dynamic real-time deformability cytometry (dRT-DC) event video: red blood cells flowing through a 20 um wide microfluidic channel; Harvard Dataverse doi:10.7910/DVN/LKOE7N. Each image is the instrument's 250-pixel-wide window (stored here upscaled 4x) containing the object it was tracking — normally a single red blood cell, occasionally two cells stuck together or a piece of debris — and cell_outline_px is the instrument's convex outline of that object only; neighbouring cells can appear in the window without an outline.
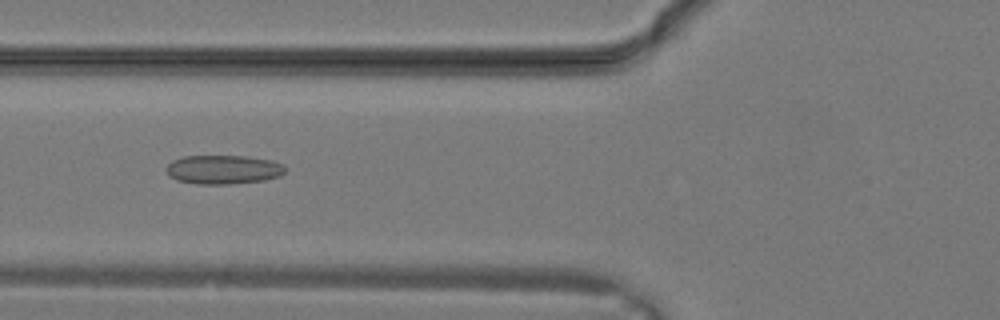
{"species": "common noctule bat (a hibernating species)", "species_latin": "Nyctalus noctula", "temperature_condition": "warm", "stored_images_in_passage": 30, "camera_frame_rate_fps": 3000, "um_per_image_px": 0.085, "animal": {"sex": "male", "body_mass_g": 19.2, "forearm_length_mm": 51.8}, "frame": {"image": 1, "passage_image": 12, "time_ms": 3.667, "image_size_px": [1000, 320], "cell_outline_px": [[284, 172], [280, 176], [264, 180], [228, 184], [196, 184], [176, 180], [168, 176], [168, 164], [172, 160], [184, 156], [248, 156], [272, 160], [280, 164], [284, 168]], "centroid_in_image_um": [18.96, 14.41], "position_along_channel_um": 106.8, "area_um2": 20.0}}
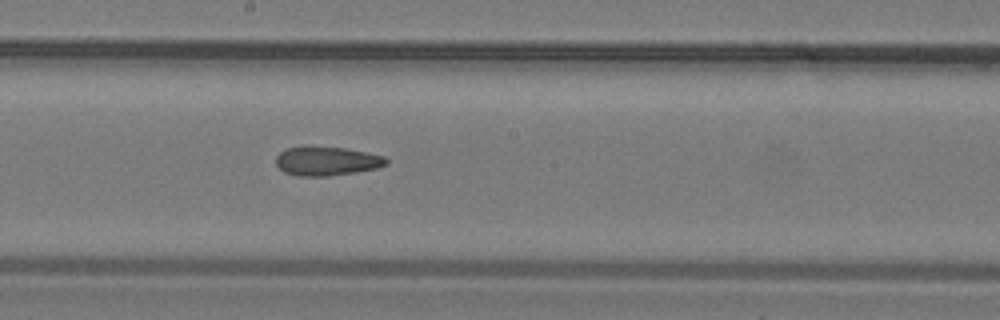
{"frame": {"image": 2, "passage_image": 17, "time_ms": 5.333, "image_size_px": [1000, 320], "cell_outline_px": [[388, 164], [376, 168], [356, 172], [328, 176], [300, 176], [284, 172], [276, 164], [276, 156], [280, 152], [288, 148], [304, 144], [344, 148], [384, 156], [388, 160]], "centroid_in_image_um": [27.74, 13.67], "position_along_channel_um": 220.5, "area_um2": 18.9}}
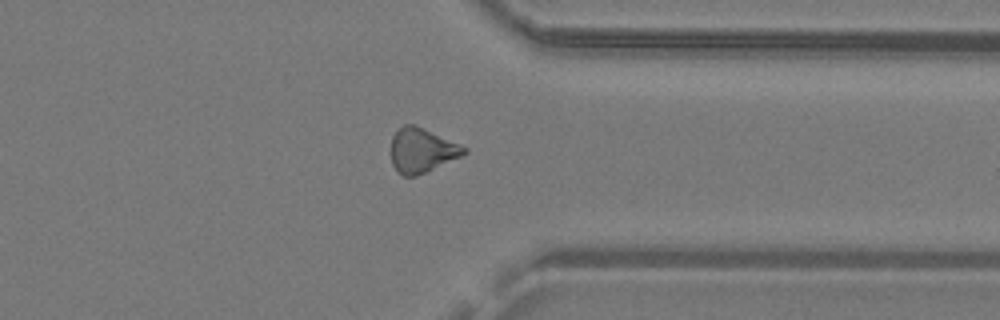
{"frame": {"image": 3, "passage_image": 24, "time_ms": 7.667, "image_size_px": [1000, 320], "cell_outline_px": [[468, 152], [460, 156], [416, 176], [404, 176], [392, 164], [388, 152], [392, 136], [404, 124], [416, 124], [460, 144], [468, 148]], "centroid_in_image_um": [35.81, 12.75], "position_along_channel_um": 375.6, "area_um2": 19.02}}